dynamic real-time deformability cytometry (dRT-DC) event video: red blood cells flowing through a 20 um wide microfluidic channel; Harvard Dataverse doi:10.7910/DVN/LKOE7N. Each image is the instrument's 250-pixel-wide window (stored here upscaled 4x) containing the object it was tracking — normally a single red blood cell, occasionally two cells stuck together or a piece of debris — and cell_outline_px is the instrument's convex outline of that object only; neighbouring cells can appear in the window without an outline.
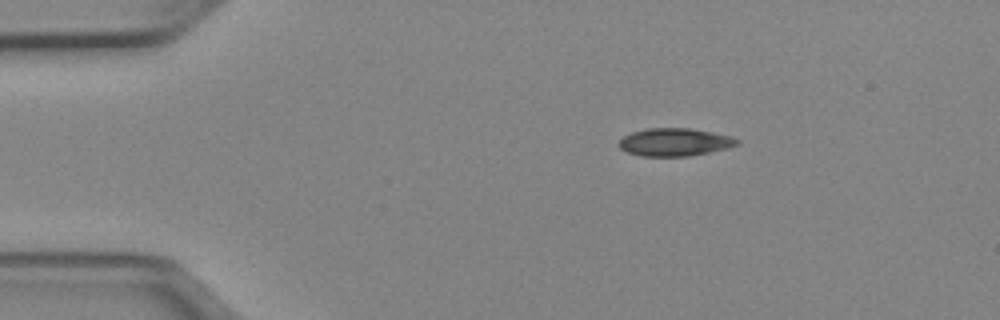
{"species": "Egyptian fruit bat (a non-hibernating species)", "species_latin": "Rousettus aegyptiacus", "temperature_condition": "cold", "stored_images_in_passage": 43, "camera_frame_rate_fps": 3000, "um_per_image_px": 0.085, "animal": {"sex": "female"}, "frame": {"image": 1, "passage_image": 1, "time_ms": 0.0, "image_size_px": [1000, 320], "cell_outline_px": [[740, 144], [728, 148], [688, 156], [640, 156], [628, 152], [620, 148], [620, 140], [624, 136], [632, 132], [648, 128], [688, 128], [712, 132], [732, 136], [740, 140]], "centroid_in_image_um": [57.39, 12.08], "position_along_channel_um": 27.6, "area_um2": 19.07}}
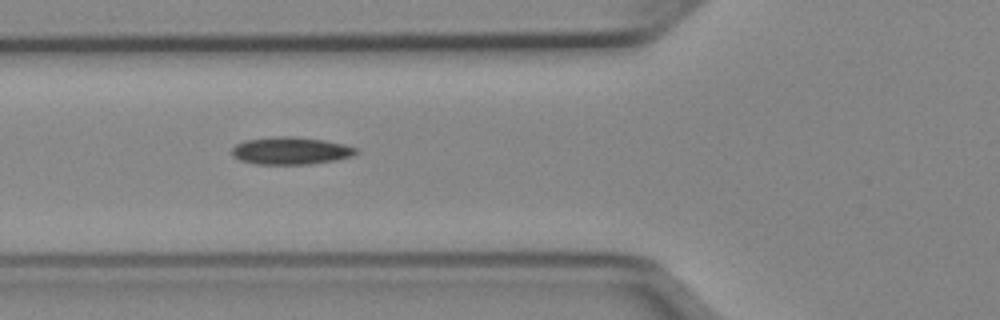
{"frame": {"image": 2, "passage_image": 11, "time_ms": 3.333, "image_size_px": [1000, 320], "cell_outline_px": [[360, 152], [352, 156], [336, 160], [308, 164], [256, 164], [240, 160], [232, 156], [232, 148], [236, 144], [244, 140], [280, 136], [292, 136], [324, 140], [344, 144], [360, 148]], "centroid_in_image_um": [24.75, 12.81], "position_along_channel_um": 101.1, "area_um2": 20.0}}
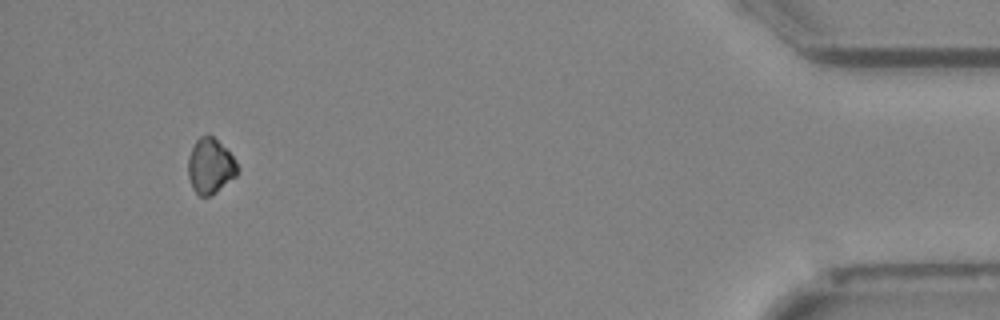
{"frame": {"image": 3, "passage_image": 40, "time_ms": 13.0, "image_size_px": [1000, 320], "cell_outline_px": [[240, 172], [236, 176], [212, 196], [200, 196], [192, 188], [188, 176], [188, 156], [196, 140], [200, 136], [208, 132], [236, 160], [240, 168]], "centroid_in_image_um": [17.88, 14.13], "position_along_channel_um": 417.3, "area_um2": 16.07}}